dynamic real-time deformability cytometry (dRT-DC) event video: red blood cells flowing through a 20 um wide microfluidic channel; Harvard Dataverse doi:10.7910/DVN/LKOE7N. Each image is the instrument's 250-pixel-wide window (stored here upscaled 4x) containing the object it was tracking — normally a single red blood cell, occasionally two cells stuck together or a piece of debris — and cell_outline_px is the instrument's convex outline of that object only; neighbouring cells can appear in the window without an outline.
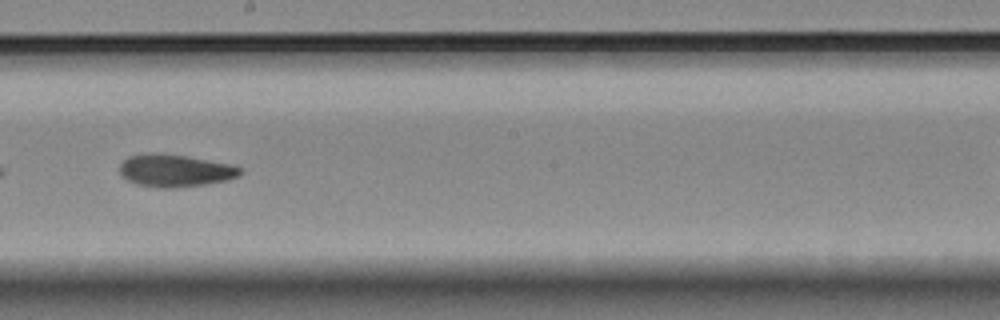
{"species": "Egyptian fruit bat (a non-hibernating species)", "species_latin": "Rousettus aegyptiacus", "temperature_condition": "room temperature", "stored_images_in_passage": 36, "camera_frame_rate_fps": 3000, "um_per_image_px": 0.085, "animal": {"sex": "female"}, "frame": {"image": 1, "passage_image": 16, "time_ms": 5.0, "image_size_px": [1000, 320], "cell_outline_px": [[244, 172], [240, 176], [224, 180], [204, 184], [172, 188], [160, 188], [136, 184], [128, 180], [120, 172], [120, 164], [128, 156], [148, 152], [160, 152], [188, 156], [232, 164], [240, 168]], "centroid_in_image_um": [14.88, 14.48], "position_along_channel_um": 233.3, "area_um2": 22.95}}
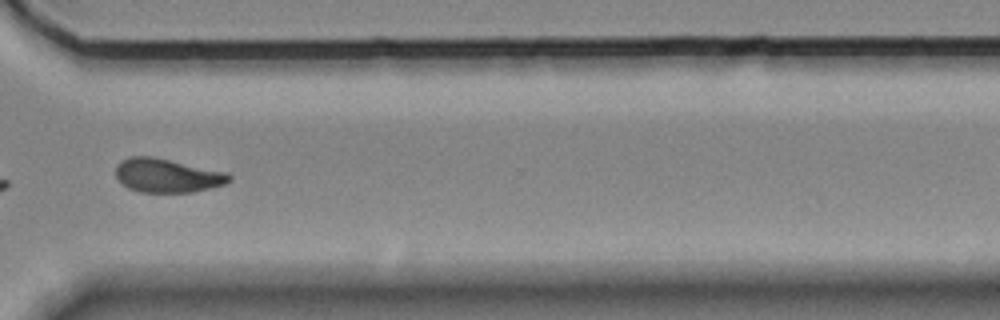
{"frame": {"image": 2, "passage_image": 26, "time_ms": 8.333, "image_size_px": [1000, 320], "cell_outline_px": [[232, 180], [224, 184], [192, 192], [140, 192], [128, 188], [116, 176], [116, 164], [120, 160], [128, 156], [152, 156], [228, 172], [232, 176]], "centroid_in_image_um": [14.21, 14.9], "position_along_channel_um": 356.4, "area_um2": 22.43}, "authors_computed_cell_mechanics": {"area_um2": 22.3975, "velocity_mm_per_s": 3.6947, "shape_relaxation_time_tau1_ms": 8.1595, "shape_relaxation_time_tau2_ms": 6.0994, "deformation_change_tau1": 0.1848, "deformation_change_tau2": 0.1387}}